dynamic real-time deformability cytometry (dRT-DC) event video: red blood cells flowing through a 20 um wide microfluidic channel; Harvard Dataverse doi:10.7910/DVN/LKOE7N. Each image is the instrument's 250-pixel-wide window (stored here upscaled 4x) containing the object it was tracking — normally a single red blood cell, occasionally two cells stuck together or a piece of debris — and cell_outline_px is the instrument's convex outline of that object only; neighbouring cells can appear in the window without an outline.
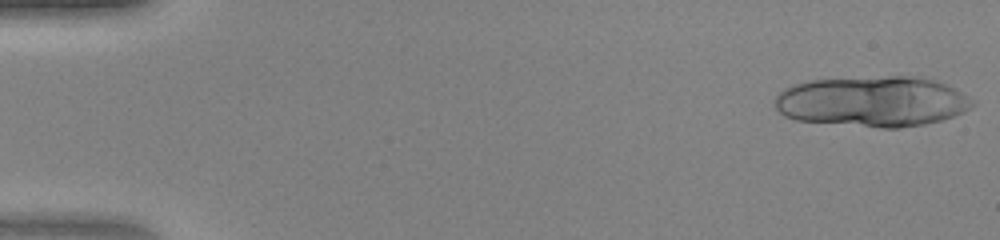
{"species": "human", "species_latin": "Homo sapiens", "temperature_condition": "warm", "stored_images_in_passage": 14, "camera_frame_rate_fps": 3000, "um_per_image_px": 0.085, "donor": {"sex": "female"}, "frame": {"image": 1, "passage_image": 1, "time_ms": 0.0, "image_size_px": [1000, 240], "cell_outline_px": [[976, 104], [964, 112], [940, 120], [924, 124], [900, 128], [880, 128], [796, 120], [784, 116], [776, 108], [776, 96], [784, 88], [792, 84], [808, 80], [888, 76], [924, 76], [936, 80], [956, 88], [976, 100]], "centroid_in_image_um": [74.21, 8.61], "position_along_channel_um": 10.8, "area_um2": 58.78}}